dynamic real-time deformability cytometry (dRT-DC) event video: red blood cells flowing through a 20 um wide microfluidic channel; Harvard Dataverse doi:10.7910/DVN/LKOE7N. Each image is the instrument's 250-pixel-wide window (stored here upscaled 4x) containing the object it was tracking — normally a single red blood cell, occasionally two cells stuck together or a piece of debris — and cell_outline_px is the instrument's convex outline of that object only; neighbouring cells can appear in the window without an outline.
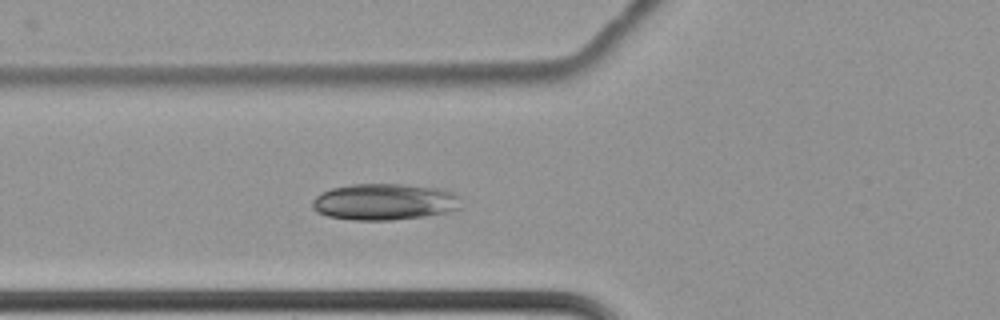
{"species": "common noctule bat (a hibernating species)", "species_latin": "Nyctalus noctula", "temperature_condition": "cold", "stored_images_in_passage": 6, "camera_frame_rate_fps": 3000, "um_per_image_px": 0.085, "animal": {"sex": "female", "body_mass_g": 22.7, "forearm_length_mm": 54.2}, "frame": {"image": 1, "passage_image": 6, "time_ms": 1.667, "image_size_px": [1000, 320], "cell_outline_px": [[464, 208], [424, 216], [392, 220], [352, 220], [328, 216], [316, 212], [312, 208], [312, 200], [316, 196], [332, 188], [352, 184], [400, 184], [444, 188], [460, 196]], "centroid_in_image_um": [32.73, 17.15], "position_along_channel_um": 93.1, "area_um2": 31.91}}